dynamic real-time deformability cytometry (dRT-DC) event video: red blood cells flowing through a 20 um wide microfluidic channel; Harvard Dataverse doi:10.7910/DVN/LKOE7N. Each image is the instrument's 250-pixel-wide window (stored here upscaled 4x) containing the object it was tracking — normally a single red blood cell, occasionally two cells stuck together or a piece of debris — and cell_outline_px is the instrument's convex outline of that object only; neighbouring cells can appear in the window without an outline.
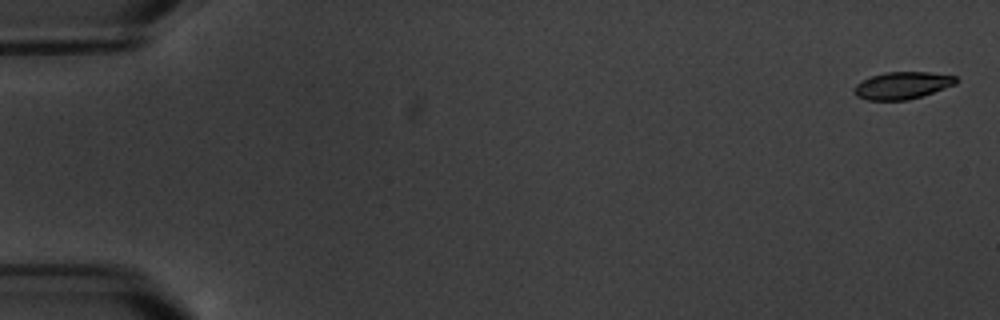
{"species": "common noctule bat (a hibernating species)", "species_latin": "Nyctalus noctula", "temperature_condition": "warm", "stored_images_in_passage": 6, "camera_frame_rate_fps": 3000, "um_per_image_px": 0.085, "animal": {"sex": "male", "body_mass_g": 20.1, "forearm_length_mm": 53.5}, "frame": {"image": 1, "passage_image": 1, "time_ms": 0.0, "image_size_px": [1000, 320], "cell_outline_px": [[960, 80], [956, 84], [908, 100], [868, 100], [856, 96], [852, 88], [856, 84], [872, 76], [888, 72], [928, 72], [956, 76]], "centroid_in_image_um": [76.7, 7.26], "position_along_channel_um": 8.3, "area_um2": 16.01}}
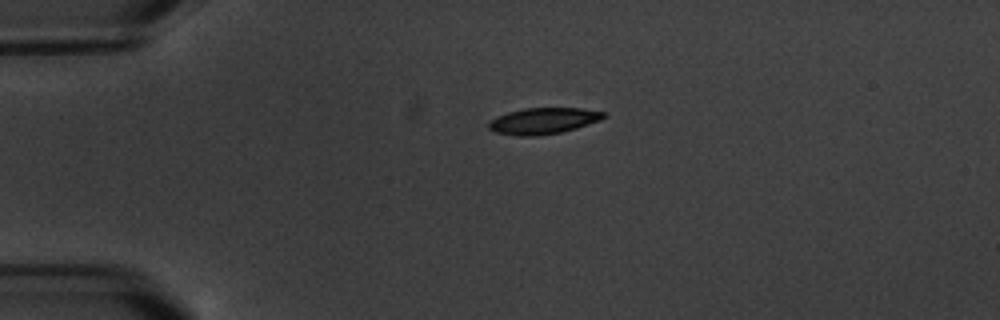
{"frame": {"image": 2, "passage_image": 4, "time_ms": 4.333, "image_size_px": [1000, 320], "cell_outline_px": [[608, 116], [600, 120], [576, 128], [560, 132], [536, 136], [520, 136], [492, 132], [488, 128], [488, 124], [496, 116], [508, 112], [524, 108], [580, 108], [604, 112]], "centroid_in_image_um": [46.16, 10.27], "position_along_channel_um": 38.8, "area_um2": 17.57}}
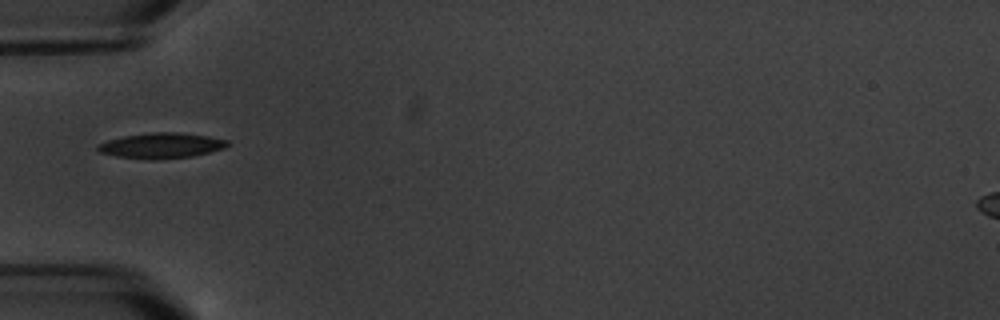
{"frame": {"image": 3, "passage_image": 5, "time_ms": 6.333, "image_size_px": [1000, 320], "cell_outline_px": [[232, 144], [224, 148], [192, 156], [156, 160], [148, 160], [116, 156], [100, 152], [96, 148], [96, 144], [108, 140], [124, 136], [152, 132], [176, 132], [208, 136], [228, 140]], "centroid_in_image_um": [13.71, 12.38], "position_along_channel_um": 71.3, "area_um2": 19.31}}